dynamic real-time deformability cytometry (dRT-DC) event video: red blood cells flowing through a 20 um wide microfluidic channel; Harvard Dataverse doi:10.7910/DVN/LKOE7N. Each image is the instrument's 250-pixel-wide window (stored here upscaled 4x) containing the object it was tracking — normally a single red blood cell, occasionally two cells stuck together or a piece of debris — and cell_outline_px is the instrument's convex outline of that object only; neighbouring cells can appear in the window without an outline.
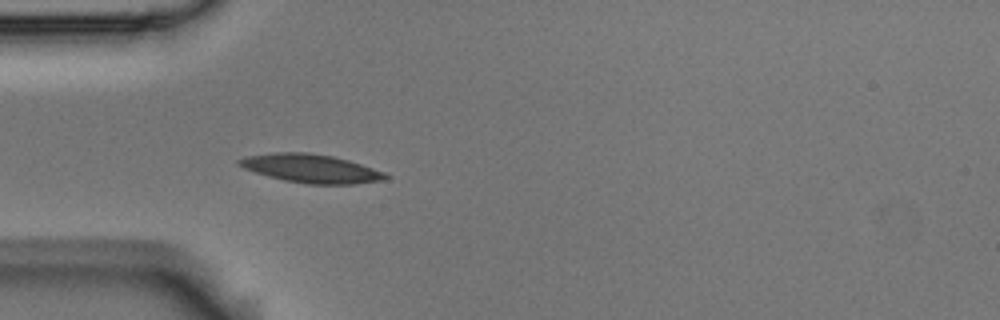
{"species": "Egyptian fruit bat (a non-hibernating species)", "species_latin": "Rousettus aegyptiacus", "temperature_condition": "room temperature", "stored_images_in_passage": 40, "camera_frame_rate_fps": 3000, "um_per_image_px": 0.085, "animal": {"sex": "male"}, "frame": {"image": 1, "passage_image": 1, "time_ms": 0.0, "image_size_px": [1000, 320], "cell_outline_px": [[388, 180], [352, 184], [308, 184], [284, 180], [268, 176], [244, 168], [236, 164], [236, 160], [248, 156], [276, 152], [308, 152], [332, 156], [348, 160], [384, 172], [388, 176]], "centroid_in_image_um": [26.43, 14.32], "position_along_channel_um": 58.6, "area_um2": 24.22}}
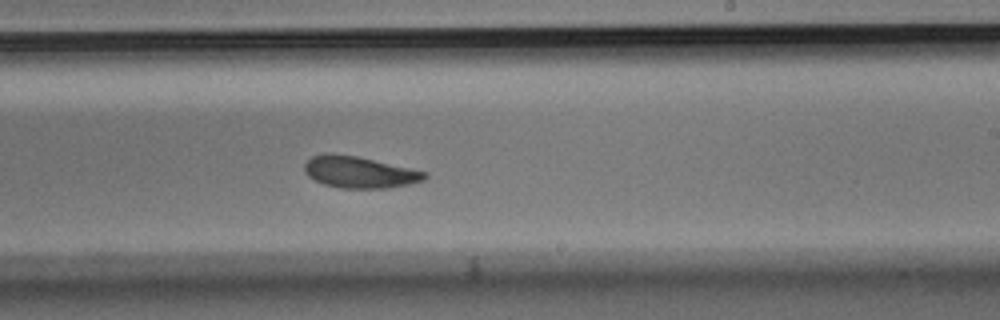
{"frame": {"image": 2, "passage_image": 18, "time_ms": 5.667, "image_size_px": [1000, 320], "cell_outline_px": [[428, 176], [424, 180], [408, 184], [388, 188], [340, 188], [324, 184], [308, 176], [304, 172], [304, 164], [312, 156], [324, 152], [332, 152], [356, 156], [428, 172]], "centroid_in_image_um": [30.52, 14.62], "position_along_channel_um": 258.5, "area_um2": 22.2}}
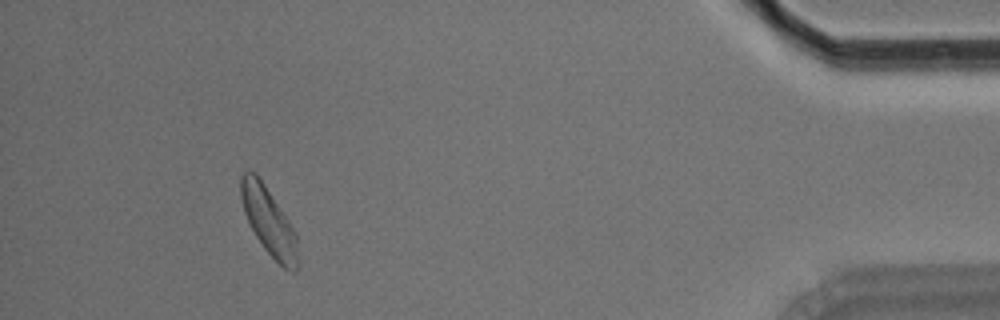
{"frame": {"image": 3, "passage_image": 36, "time_ms": 11.667, "image_size_px": [1000, 320], "cell_outline_px": [[300, 264], [296, 272], [292, 272], [284, 268], [264, 248], [256, 236], [244, 212], [240, 196], [240, 176], [244, 172], [256, 172], [296, 232]], "centroid_in_image_um": [22.87, 18.85], "position_along_channel_um": 412.3, "area_um2": 22.31}, "authors_computed_cell_mechanics": {"area_um2": 22.3975, "velocity_mm_per_s": 3.578, "shape_relaxation_time_tau1_ms": 3.9427, "shape_relaxation_time_tau2_ms": 4.2534, "deformation_change_tau1": 0.113, "deformation_change_tau2": 0.1032}}